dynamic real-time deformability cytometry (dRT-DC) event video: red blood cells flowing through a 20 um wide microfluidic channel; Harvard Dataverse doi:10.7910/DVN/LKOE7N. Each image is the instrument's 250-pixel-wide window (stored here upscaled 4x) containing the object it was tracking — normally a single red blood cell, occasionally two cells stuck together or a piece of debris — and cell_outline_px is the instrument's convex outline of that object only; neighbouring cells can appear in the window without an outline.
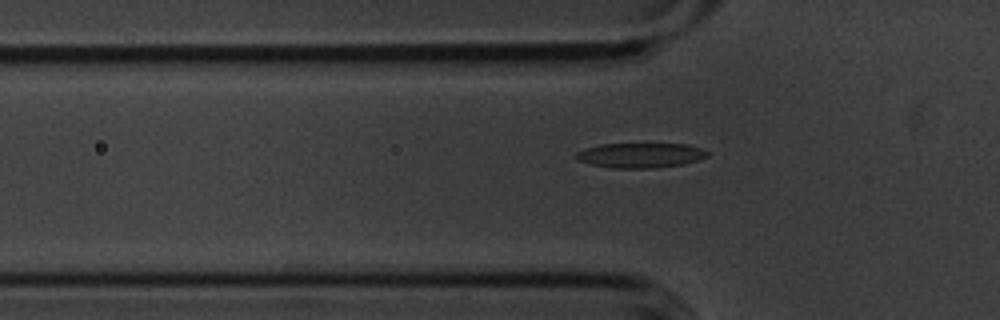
{"species": "common noctule bat (a hibernating species)", "species_latin": "Nyctalus noctula", "temperature_condition": "cold", "stored_images_in_passage": 40, "camera_frame_rate_fps": 3000, "um_per_image_px": 0.085, "animal": {"sex": "male", "body_mass_g": 20.1, "forearm_length_mm": 53.5}, "frame": {"image": 1, "passage_image": 5, "time_ms": 1.333, "image_size_px": [1000, 320], "cell_outline_px": [[708, 156], [684, 164], [656, 168], [612, 168], [592, 164], [580, 160], [576, 156], [576, 152], [584, 148], [600, 144], [688, 144], [700, 148], [708, 152]], "centroid_in_image_um": [54.45, 13.2], "position_along_channel_um": 71.4, "area_um2": 18.9}}
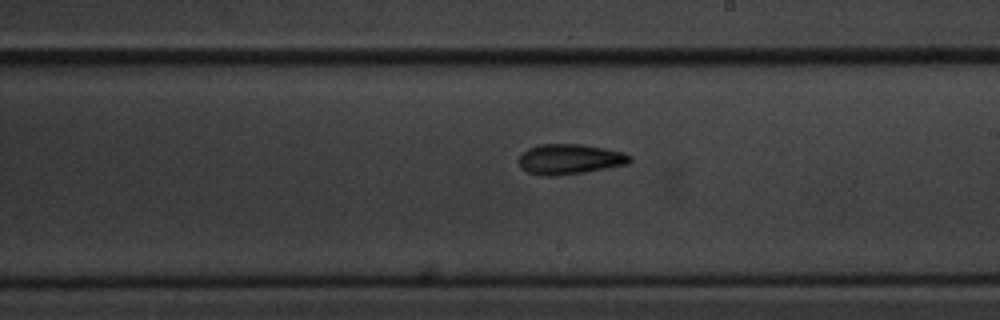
{"frame": {"image": 2, "passage_image": 19, "time_ms": 6.0, "image_size_px": [1000, 320], "cell_outline_px": [[632, 160], [628, 164], [584, 172], [552, 176], [540, 176], [528, 172], [520, 168], [520, 156], [528, 148], [540, 144], [580, 144], [604, 148], [624, 152], [632, 156]], "centroid_in_image_um": [48.44, 13.53], "position_along_channel_um": 240.6, "area_um2": 19.54}}
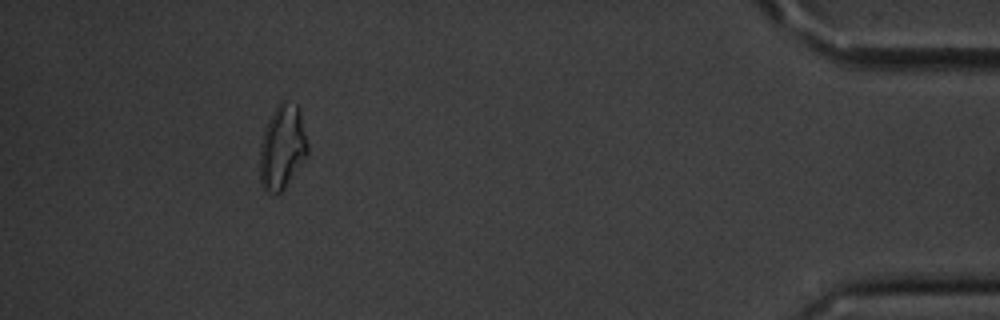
{"frame": {"image": 3, "passage_image": 38, "time_ms": 12.333, "image_size_px": [1000, 320], "cell_outline_px": [[308, 152], [284, 188], [280, 192], [268, 192], [264, 188], [260, 180], [260, 144], [268, 120], [276, 104], [280, 100], [284, 100], [296, 104], [300, 108], [308, 144]], "centroid_in_image_um": [23.99, 12.43], "position_along_channel_um": 411.2, "area_um2": 23.29}}